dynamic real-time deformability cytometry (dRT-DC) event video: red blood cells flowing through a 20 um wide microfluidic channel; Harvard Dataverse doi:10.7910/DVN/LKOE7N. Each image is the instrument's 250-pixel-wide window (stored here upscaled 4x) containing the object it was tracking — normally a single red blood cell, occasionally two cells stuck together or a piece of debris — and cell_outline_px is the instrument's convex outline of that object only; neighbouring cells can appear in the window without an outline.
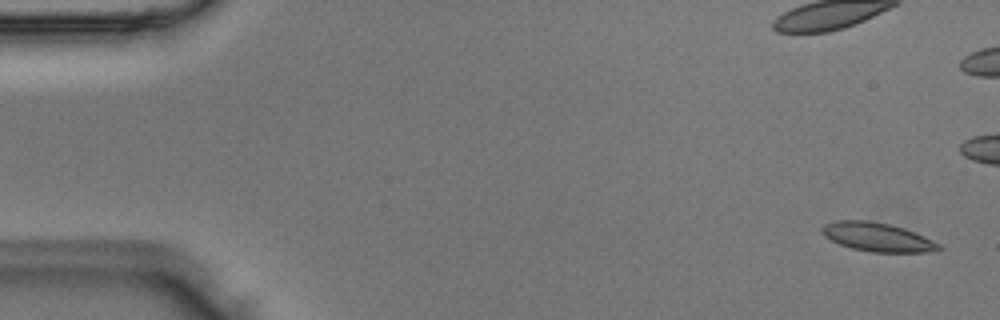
{"species": "Egyptian fruit bat (a non-hibernating species)", "species_latin": "Rousettus aegyptiacus", "temperature_condition": "room temperature", "stored_images_in_passage": 6, "camera_frame_rate_fps": 3000, "um_per_image_px": 0.085, "animal": {"sex": "male"}, "frame": {"image": 1, "passage_image": 1, "time_ms": 0.0, "image_size_px": [1000, 320], "cell_outline_px": [[940, 248], [928, 252], [872, 252], [852, 248], [840, 244], [824, 236], [820, 228], [824, 224], [836, 220], [868, 220], [888, 224], [904, 228], [924, 236], [940, 244]], "centroid_in_image_um": [74.54, 20.14], "position_along_channel_um": 10.5, "area_um2": 19.42}}